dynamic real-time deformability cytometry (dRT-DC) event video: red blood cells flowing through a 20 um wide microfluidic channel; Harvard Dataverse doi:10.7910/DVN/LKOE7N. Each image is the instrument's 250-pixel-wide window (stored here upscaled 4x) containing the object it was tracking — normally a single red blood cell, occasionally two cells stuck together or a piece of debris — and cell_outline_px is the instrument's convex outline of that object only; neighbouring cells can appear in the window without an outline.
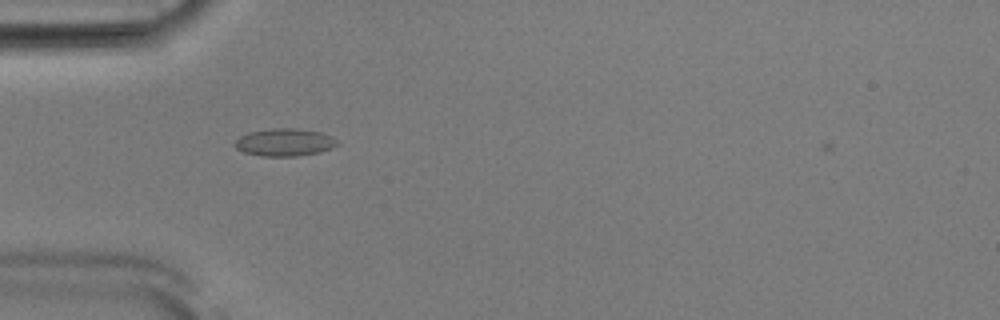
{"species": "Egyptian fruit bat (a non-hibernating species)", "species_latin": "Rousettus aegyptiacus", "temperature_condition": "room temperature", "stored_images_in_passage": 37, "camera_frame_rate_fps": 3000, "um_per_image_px": 0.085, "animal": {"sex": "male"}, "frame": {"image": 1, "passage_image": 1, "time_ms": 0.0, "image_size_px": [1000, 320], "cell_outline_px": [[340, 144], [332, 148], [320, 152], [296, 156], [260, 156], [244, 152], [236, 148], [232, 144], [240, 136], [248, 132], [272, 128], [296, 128], [320, 132], [332, 136]], "centroid_in_image_um": [24.18, 12.09], "position_along_channel_um": 60.8, "area_um2": 16.59}}
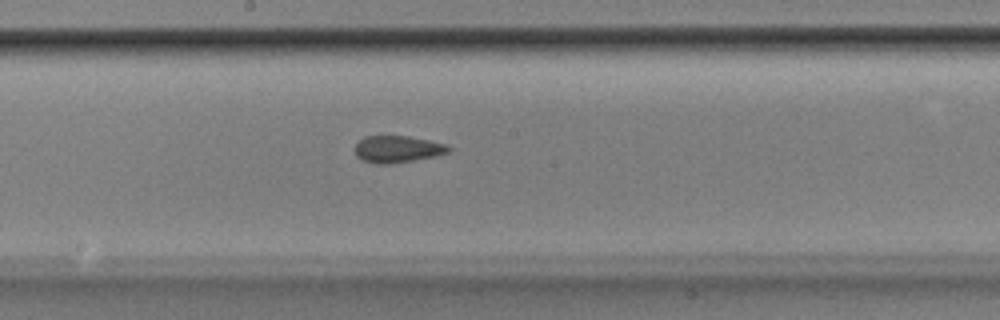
{"frame": {"image": 2, "passage_image": 13, "time_ms": 4.0, "image_size_px": [1000, 320], "cell_outline_px": [[452, 148], [448, 152], [436, 156], [392, 164], [376, 164], [364, 160], [356, 156], [356, 144], [364, 136], [408, 136], [448, 144]], "centroid_in_image_um": [33.82, 12.68], "position_along_channel_um": 214.4, "area_um2": 14.68}}
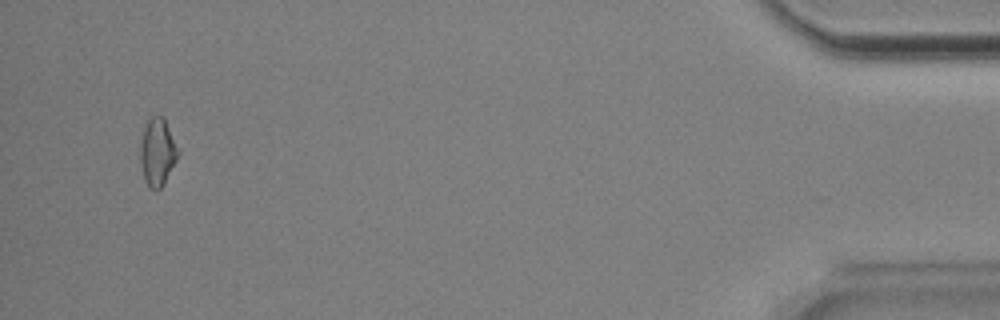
{"frame": {"image": 3, "passage_image": 35, "time_ms": 11.333, "image_size_px": [1000, 320], "cell_outline_px": [[180, 152], [176, 160], [160, 188], [156, 192], [144, 180], [140, 160], [140, 144], [144, 124], [152, 116], [164, 116]], "centroid_in_image_um": [13.37, 12.88], "position_along_channel_um": 421.8, "area_um2": 14.8}, "authors_computed_cell_mechanics": {"area_um2": 14.6812, "velocity_mm_per_s": 3.8983, "shape_relaxation_time_tau1_ms": null, "shape_relaxation_time_tau2_ms": 4.09, "deformation_change_tau1": null, "deformation_change_tau2": 0.0994}}